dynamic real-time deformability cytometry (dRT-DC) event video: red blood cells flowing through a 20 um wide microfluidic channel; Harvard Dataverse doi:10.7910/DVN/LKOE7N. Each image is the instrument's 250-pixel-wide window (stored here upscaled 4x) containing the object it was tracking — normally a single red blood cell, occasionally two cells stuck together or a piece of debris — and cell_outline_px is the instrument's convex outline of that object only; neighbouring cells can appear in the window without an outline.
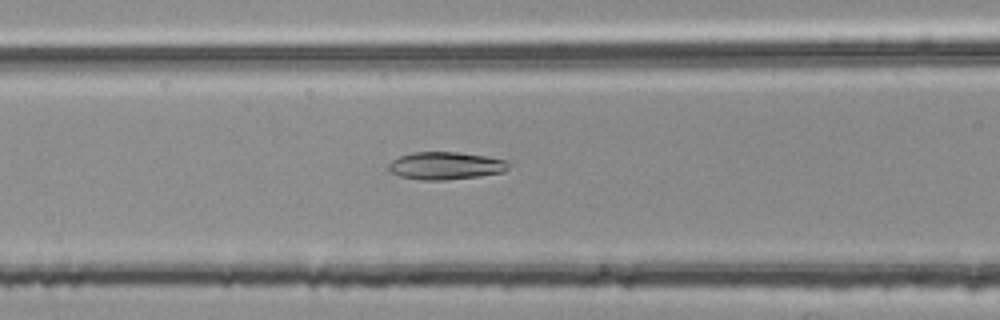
{"species": "common noctule bat (a hibernating species)", "species_latin": "Nyctalus noctula", "temperature_condition": "room temperature", "stored_images_in_passage": 38, "camera_frame_rate_fps": 3000, "um_per_image_px": 0.085, "animal": {"sex": "female", "body_mass_g": 25.1}, "frame": {"image": 1, "passage_image": 6, "time_ms": 1.667, "image_size_px": [1000, 320], "cell_outline_px": [[508, 168], [504, 172], [480, 176], [444, 180], [420, 180], [400, 176], [388, 172], [388, 164], [392, 160], [400, 156], [412, 152], [456, 152], [484, 156], [508, 160]], "centroid_in_image_um": [37.85, 14.09], "position_along_channel_um": 128.8, "area_um2": 19.36}}
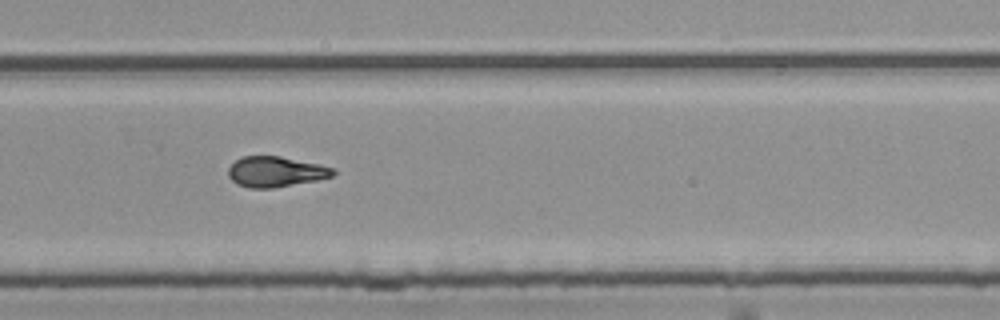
{"frame": {"image": 2, "passage_image": 20, "time_ms": 6.333, "image_size_px": [1000, 320], "cell_outline_px": [[336, 172], [332, 176], [316, 180], [272, 188], [248, 188], [236, 184], [228, 176], [228, 168], [240, 156], [280, 156], [320, 164], [336, 168]], "centroid_in_image_um": [23.42, 14.59], "position_along_channel_um": 306.4, "area_um2": 18.67}}
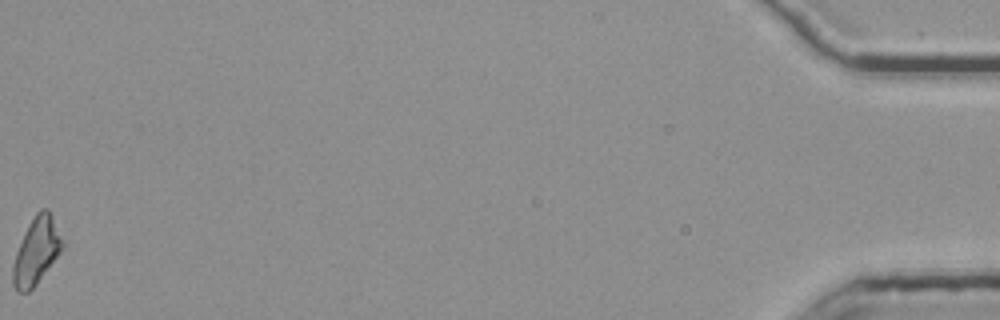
{"frame": {"image": 3, "passage_image": 38, "time_ms": 12.333, "image_size_px": [1000, 320], "cell_outline_px": [[68, 240], [64, 248], [36, 284], [28, 292], [16, 292], [12, 284], [12, 264], [16, 252], [24, 232], [28, 224], [36, 212], [40, 208], [48, 208]], "centroid_in_image_um": [3.15, 21.28], "position_along_channel_um": 432.1, "area_um2": 20.06}, "authors_computed_cell_mechanics": {"area_um2": 18.8139, "velocity_mm_per_s": 3.8167, "shape_relaxation_time_tau1_ms": 6.8929, "shape_relaxation_time_tau2_ms": 2.287, "deformation_change_tau1": 0.2038, "deformation_change_tau2": 0.1014}}